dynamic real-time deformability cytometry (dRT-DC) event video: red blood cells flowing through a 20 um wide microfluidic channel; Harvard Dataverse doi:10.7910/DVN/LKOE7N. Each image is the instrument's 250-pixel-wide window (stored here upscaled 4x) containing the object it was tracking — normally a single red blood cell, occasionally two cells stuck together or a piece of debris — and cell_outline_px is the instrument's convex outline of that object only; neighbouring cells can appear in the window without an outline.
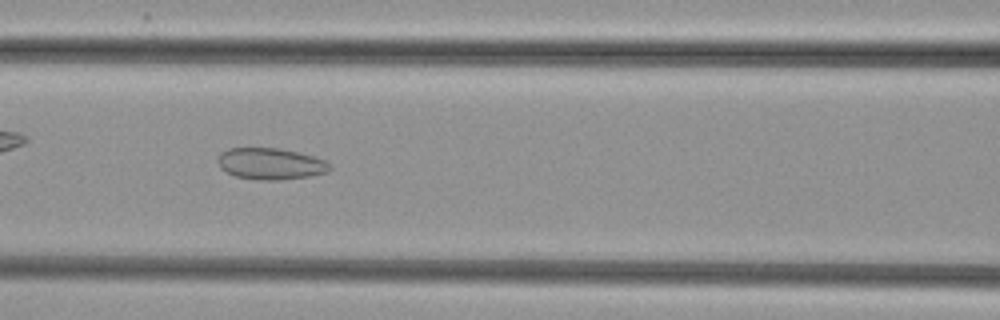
{"species": "common noctule bat (a hibernating species)", "species_latin": "Nyctalus noctula", "temperature_condition": "cold", "stored_images_in_passage": 51, "camera_frame_rate_fps": 3000, "um_per_image_px": 0.085, "animal": {"sex": "female", "body_mass_g": 29.2, "forearm_length_mm": 56.3}, "frame": {"image": 1, "passage_image": 22, "time_ms": 7.0, "image_size_px": [1000, 320], "cell_outline_px": [[332, 168], [328, 172], [312, 176], [280, 180], [260, 180], [236, 176], [220, 168], [216, 160], [220, 152], [228, 148], [280, 148], [300, 152], [324, 160], [332, 164]], "centroid_in_image_um": [23.02, 13.91], "position_along_channel_um": 143.6, "area_um2": 20.81}}